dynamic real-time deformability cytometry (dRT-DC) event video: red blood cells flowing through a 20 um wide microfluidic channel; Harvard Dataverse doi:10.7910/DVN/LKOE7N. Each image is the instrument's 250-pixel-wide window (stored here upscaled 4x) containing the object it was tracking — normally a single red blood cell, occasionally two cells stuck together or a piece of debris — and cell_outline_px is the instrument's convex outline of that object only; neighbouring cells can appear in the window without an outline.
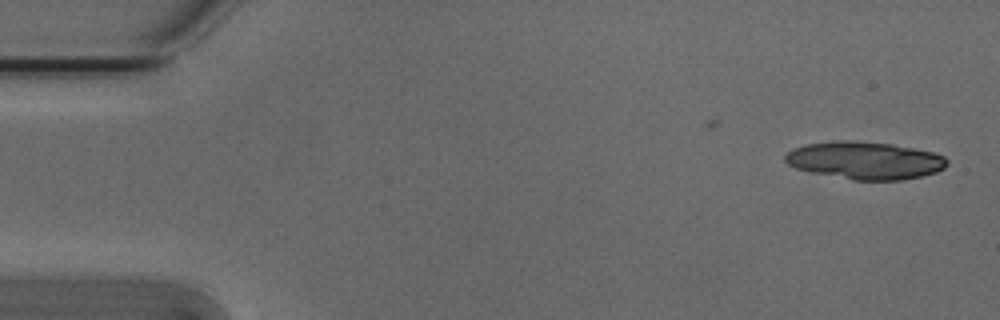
{"species": "Egyptian fruit bat (a non-hibernating species)", "species_latin": "Rousettus aegyptiacus", "temperature_condition": "cold", "stored_images_in_passage": 13, "camera_frame_rate_fps": 3000, "um_per_image_px": 0.085, "animal": {"sex": "male"}, "frame": {"image": 1, "passage_image": 1, "time_ms": 0.0, "image_size_px": [1000, 320], "cell_outline_px": [[948, 164], [944, 168], [936, 172], [920, 176], [900, 180], [852, 180], [812, 172], [796, 168], [788, 164], [784, 160], [784, 156], [792, 148], [808, 144], [840, 140], [848, 140], [892, 144], [932, 152], [944, 156], [948, 160]], "centroid_in_image_um": [73.51, 13.64], "position_along_channel_um": 11.5, "area_um2": 35.26}}